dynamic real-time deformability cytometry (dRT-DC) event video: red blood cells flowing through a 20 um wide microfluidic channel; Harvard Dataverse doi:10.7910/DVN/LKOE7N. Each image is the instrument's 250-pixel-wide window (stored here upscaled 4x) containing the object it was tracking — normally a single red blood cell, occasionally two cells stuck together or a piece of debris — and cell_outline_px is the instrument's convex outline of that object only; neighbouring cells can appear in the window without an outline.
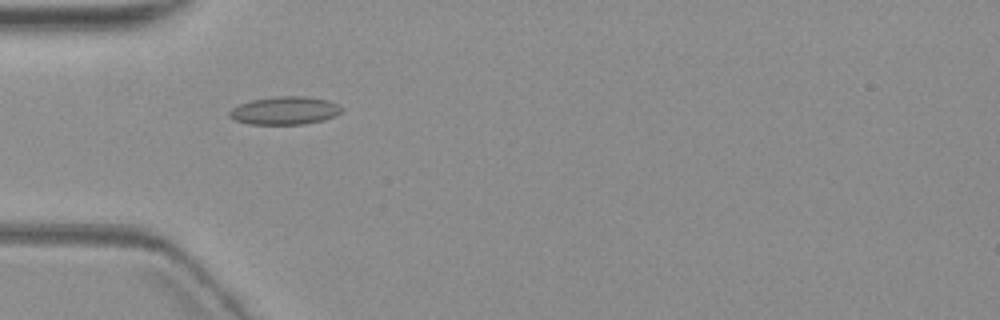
{"species": "common noctule bat (a hibernating species)", "species_latin": "Nyctalus noctula", "temperature_condition": "warm", "stored_images_in_passage": 6, "camera_frame_rate_fps": 3000, "um_per_image_px": 0.085, "animal": {"sex": "female", "body_mass_g": 19.3, "forearm_length_mm": 54.1}, "frame": {"image": 1, "passage_image": 5, "time_ms": 6.0, "image_size_px": [1000, 320], "cell_outline_px": [[344, 108], [336, 116], [324, 120], [304, 124], [248, 124], [236, 120], [228, 116], [228, 112], [232, 108], [240, 104], [252, 100], [276, 96], [304, 96], [328, 100]], "centroid_in_image_um": [24.21, 9.4], "position_along_channel_um": 60.8, "area_um2": 18.32}}
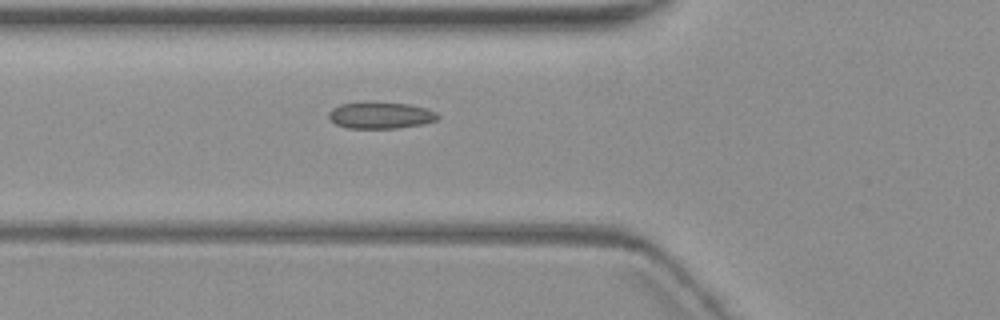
{"frame": {"image": 2, "passage_image": 6, "time_ms": 7.0, "image_size_px": [1000, 320], "cell_outline_px": [[440, 116], [436, 120], [420, 124], [396, 128], [348, 128], [336, 124], [328, 116], [328, 112], [332, 108], [340, 104], [368, 100], [376, 100], [408, 104], [424, 108], [436, 112]], "centroid_in_image_um": [32.3, 9.76], "position_along_channel_um": 93.5, "area_um2": 17.22}}